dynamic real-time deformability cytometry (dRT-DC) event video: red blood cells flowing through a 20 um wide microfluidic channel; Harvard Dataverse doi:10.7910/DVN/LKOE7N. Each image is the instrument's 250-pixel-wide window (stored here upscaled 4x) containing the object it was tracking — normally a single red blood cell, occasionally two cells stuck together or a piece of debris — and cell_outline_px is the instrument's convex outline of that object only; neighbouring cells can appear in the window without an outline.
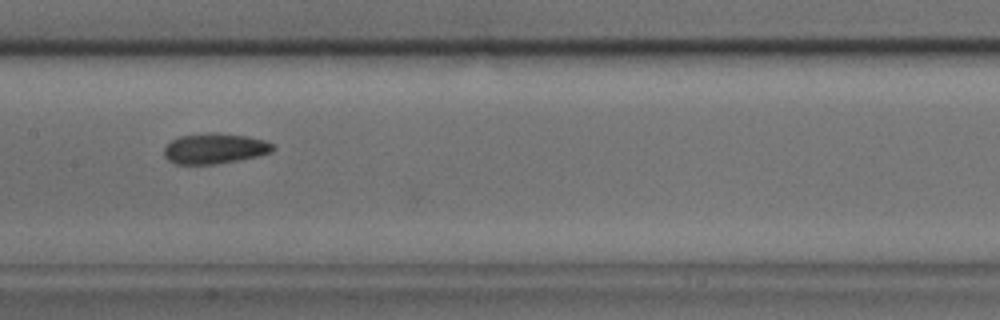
{"species": "common noctule bat (a hibernating species)", "species_latin": "Nyctalus noctula", "temperature_condition": "cold", "stored_images_in_passage": 21, "camera_frame_rate_fps": 3000, "um_per_image_px": 0.085, "animal": {"sex": "male", "body_mass_g": 17.9, "forearm_length_mm": 54.2}, "frame": {"image": 1, "passage_image": 14, "time_ms": 4.333, "image_size_px": [1000, 320], "cell_outline_px": [[276, 148], [272, 152], [240, 160], [216, 164], [176, 164], [168, 160], [164, 156], [164, 148], [172, 140], [180, 136], [204, 132], [220, 132], [248, 136], [264, 140], [272, 144]], "centroid_in_image_um": [18.25, 12.61], "position_along_channel_um": 189.1, "area_um2": 19.54}}
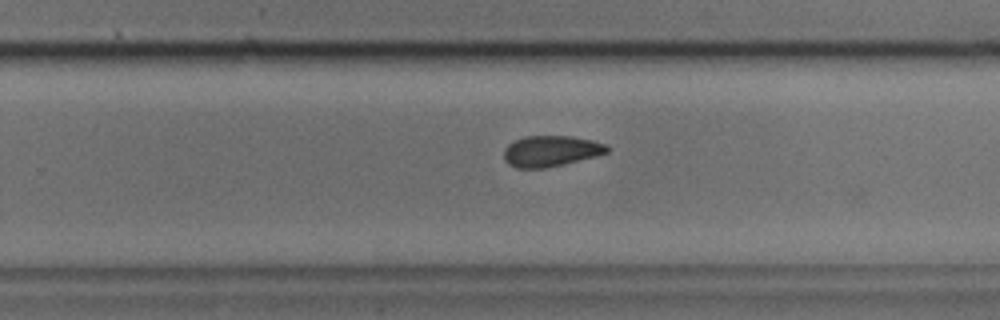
{"frame": {"image": 2, "passage_image": 20, "time_ms": 6.333, "image_size_px": [1000, 320], "cell_outline_px": [[608, 152], [596, 156], [564, 164], [544, 168], [516, 168], [508, 164], [504, 160], [504, 148], [508, 144], [524, 136], [572, 136], [592, 140], [608, 144]], "centroid_in_image_um": [46.82, 12.84], "position_along_channel_um": 283.0, "area_um2": 18.67}}